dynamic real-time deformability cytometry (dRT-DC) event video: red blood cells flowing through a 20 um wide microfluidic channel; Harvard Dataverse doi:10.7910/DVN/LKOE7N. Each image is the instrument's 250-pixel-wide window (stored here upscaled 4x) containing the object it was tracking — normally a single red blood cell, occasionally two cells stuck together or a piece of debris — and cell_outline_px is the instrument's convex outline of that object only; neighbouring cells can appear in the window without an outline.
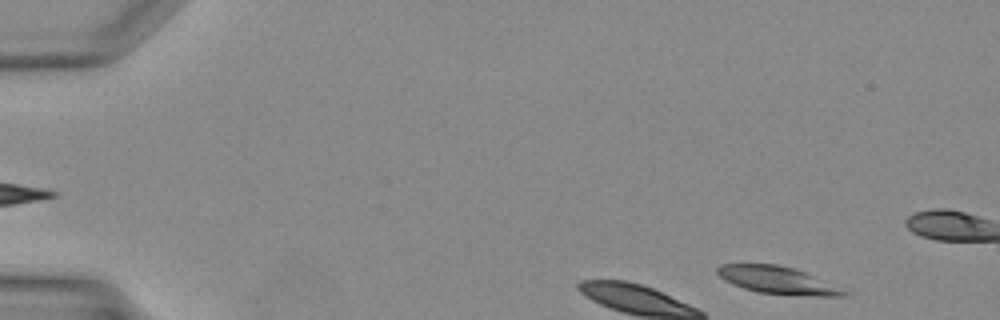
{"species": "Egyptian fruit bat (a non-hibernating species)", "species_latin": "Rousettus aegyptiacus", "temperature_condition": "warm", "stored_images_in_passage": 7, "camera_frame_rate_fps": 3000, "um_per_image_px": 0.085, "animal": {"sex": "female"}, "frame": {"image": 1, "passage_image": 3, "time_ms": 0.667, "image_size_px": [1000, 320], "cell_outline_px": [[852, 292], [844, 296], [816, 296], [760, 292], [744, 288], [732, 284], [724, 280], [716, 272], [716, 268], [720, 264], [776, 264], [792, 268], [804, 272]], "centroid_in_image_um": [66.1, 23.81], "position_along_channel_um": 18.9, "area_um2": 19.94}}